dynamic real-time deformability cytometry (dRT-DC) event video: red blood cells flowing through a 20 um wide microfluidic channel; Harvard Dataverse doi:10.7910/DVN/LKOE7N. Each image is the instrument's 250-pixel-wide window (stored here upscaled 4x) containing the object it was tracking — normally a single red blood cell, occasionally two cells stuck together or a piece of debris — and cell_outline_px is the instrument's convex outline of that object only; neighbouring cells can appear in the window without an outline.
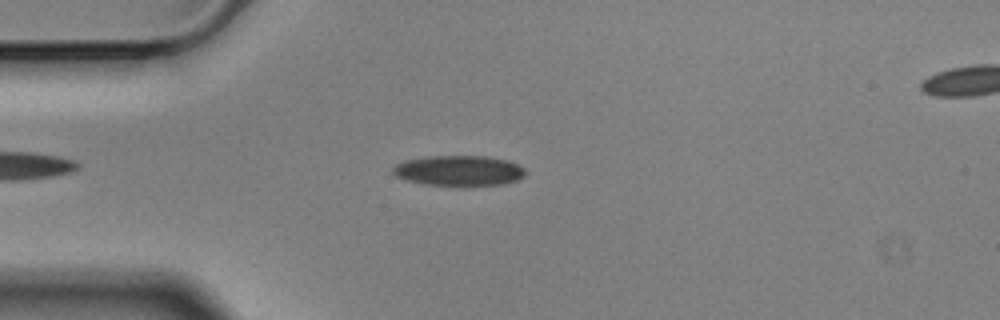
{"species": "Egyptian fruit bat (a non-hibernating species)", "species_latin": "Rousettus aegyptiacus", "temperature_condition": "cold", "stored_images_in_passage": 10, "camera_frame_rate_fps": 3000, "um_per_image_px": 0.085, "animal": {"sex": "male"}, "frame": {"image": 1, "passage_image": 4, "time_ms": 1.0, "image_size_px": [1000, 320], "cell_outline_px": [[528, 172], [524, 176], [516, 180], [504, 184], [456, 188], [424, 184], [404, 180], [396, 176], [392, 172], [392, 168], [396, 164], [404, 160], [424, 156], [484, 156], [508, 160], [524, 168]], "centroid_in_image_um": [38.99, 14.54], "position_along_channel_um": 46.0, "area_um2": 24.33}}
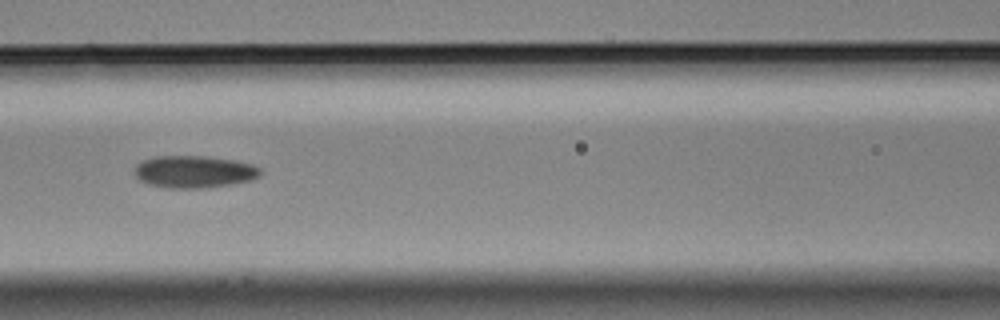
{"frame": {"image": 2, "passage_image": 7, "time_ms": 2.0, "image_size_px": [1000, 320], "cell_outline_px": [[260, 176], [252, 180], [232, 184], [204, 188], [168, 188], [152, 184], [140, 180], [136, 176], [136, 164], [140, 160], [156, 156], [204, 156], [232, 160], [252, 164], [260, 168]], "centroid_in_image_um": [16.51, 14.59], "position_along_channel_um": 150.1, "area_um2": 23.52}}
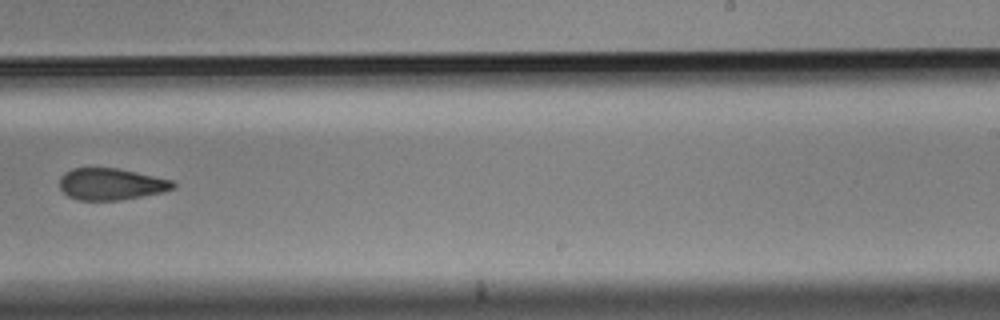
{"frame": {"image": 3, "passage_image": 10, "time_ms": 3.0, "image_size_px": [1000, 320], "cell_outline_px": [[176, 188], [164, 192], [120, 200], [76, 200], [68, 196], [60, 188], [60, 176], [64, 172], [72, 168], [116, 168], [136, 172], [172, 180], [176, 184]], "centroid_in_image_um": [9.44, 15.65], "position_along_channel_um": 279.6, "area_um2": 21.04}}